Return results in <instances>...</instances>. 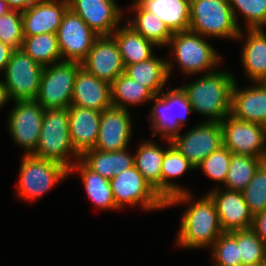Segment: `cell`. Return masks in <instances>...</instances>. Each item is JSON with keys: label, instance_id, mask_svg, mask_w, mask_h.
Wrapping results in <instances>:
<instances>
[{"label": "cell", "instance_id": "obj_1", "mask_svg": "<svg viewBox=\"0 0 266 266\" xmlns=\"http://www.w3.org/2000/svg\"><path fill=\"white\" fill-rule=\"evenodd\" d=\"M236 81L231 72L216 70L181 86L192 111L209 117L206 122H221L231 114L232 88Z\"/></svg>", "mask_w": 266, "mask_h": 266}, {"label": "cell", "instance_id": "obj_2", "mask_svg": "<svg viewBox=\"0 0 266 266\" xmlns=\"http://www.w3.org/2000/svg\"><path fill=\"white\" fill-rule=\"evenodd\" d=\"M191 203L182 215L177 244L189 249L212 247L223 233L215 204L208 194Z\"/></svg>", "mask_w": 266, "mask_h": 266}, {"label": "cell", "instance_id": "obj_3", "mask_svg": "<svg viewBox=\"0 0 266 266\" xmlns=\"http://www.w3.org/2000/svg\"><path fill=\"white\" fill-rule=\"evenodd\" d=\"M32 155L55 161L68 169L75 160L80 159V155L72 146L68 107L44 111L38 145ZM69 156L74 162L69 160L71 158Z\"/></svg>", "mask_w": 266, "mask_h": 266}, {"label": "cell", "instance_id": "obj_4", "mask_svg": "<svg viewBox=\"0 0 266 266\" xmlns=\"http://www.w3.org/2000/svg\"><path fill=\"white\" fill-rule=\"evenodd\" d=\"M189 30L205 38L238 40L245 35L235 21L229 0H190Z\"/></svg>", "mask_w": 266, "mask_h": 266}, {"label": "cell", "instance_id": "obj_5", "mask_svg": "<svg viewBox=\"0 0 266 266\" xmlns=\"http://www.w3.org/2000/svg\"><path fill=\"white\" fill-rule=\"evenodd\" d=\"M169 45L180 70L189 76L216 71L222 58L204 36L190 30L173 33Z\"/></svg>", "mask_w": 266, "mask_h": 266}, {"label": "cell", "instance_id": "obj_6", "mask_svg": "<svg viewBox=\"0 0 266 266\" xmlns=\"http://www.w3.org/2000/svg\"><path fill=\"white\" fill-rule=\"evenodd\" d=\"M20 164L18 197L36 200L69 175V169L52 160L23 155Z\"/></svg>", "mask_w": 266, "mask_h": 266}, {"label": "cell", "instance_id": "obj_7", "mask_svg": "<svg viewBox=\"0 0 266 266\" xmlns=\"http://www.w3.org/2000/svg\"><path fill=\"white\" fill-rule=\"evenodd\" d=\"M80 67L81 63L76 61H60L44 67L35 100L45 110L69 107Z\"/></svg>", "mask_w": 266, "mask_h": 266}, {"label": "cell", "instance_id": "obj_8", "mask_svg": "<svg viewBox=\"0 0 266 266\" xmlns=\"http://www.w3.org/2000/svg\"><path fill=\"white\" fill-rule=\"evenodd\" d=\"M152 100L154 105L147 118H151V127L154 131L152 135L156 136L159 133L166 141L171 140L180 134V129L187 121L186 116L193 112L192 106L181 87L160 92Z\"/></svg>", "mask_w": 266, "mask_h": 266}, {"label": "cell", "instance_id": "obj_9", "mask_svg": "<svg viewBox=\"0 0 266 266\" xmlns=\"http://www.w3.org/2000/svg\"><path fill=\"white\" fill-rule=\"evenodd\" d=\"M109 181L118 210L125 205H141V208L146 211L167 208L166 201L151 187L135 166L113 176Z\"/></svg>", "mask_w": 266, "mask_h": 266}, {"label": "cell", "instance_id": "obj_10", "mask_svg": "<svg viewBox=\"0 0 266 266\" xmlns=\"http://www.w3.org/2000/svg\"><path fill=\"white\" fill-rule=\"evenodd\" d=\"M43 69L21 49L14 50L4 70L3 81L10 100H35Z\"/></svg>", "mask_w": 266, "mask_h": 266}, {"label": "cell", "instance_id": "obj_11", "mask_svg": "<svg viewBox=\"0 0 266 266\" xmlns=\"http://www.w3.org/2000/svg\"><path fill=\"white\" fill-rule=\"evenodd\" d=\"M223 146L234 154L250 155L266 161V126L227 115L221 121Z\"/></svg>", "mask_w": 266, "mask_h": 266}, {"label": "cell", "instance_id": "obj_12", "mask_svg": "<svg viewBox=\"0 0 266 266\" xmlns=\"http://www.w3.org/2000/svg\"><path fill=\"white\" fill-rule=\"evenodd\" d=\"M171 144L196 169L212 152L223 146L221 122L205 121L198 124L183 135H175L171 139Z\"/></svg>", "mask_w": 266, "mask_h": 266}, {"label": "cell", "instance_id": "obj_13", "mask_svg": "<svg viewBox=\"0 0 266 266\" xmlns=\"http://www.w3.org/2000/svg\"><path fill=\"white\" fill-rule=\"evenodd\" d=\"M8 117V130L13 141L25 150V155L35 152L45 109L36 100H16Z\"/></svg>", "mask_w": 266, "mask_h": 266}, {"label": "cell", "instance_id": "obj_14", "mask_svg": "<svg viewBox=\"0 0 266 266\" xmlns=\"http://www.w3.org/2000/svg\"><path fill=\"white\" fill-rule=\"evenodd\" d=\"M98 37L79 15L68 8L57 32L62 61L81 63Z\"/></svg>", "mask_w": 266, "mask_h": 266}, {"label": "cell", "instance_id": "obj_15", "mask_svg": "<svg viewBox=\"0 0 266 266\" xmlns=\"http://www.w3.org/2000/svg\"><path fill=\"white\" fill-rule=\"evenodd\" d=\"M81 67L109 84L125 72L118 44L112 36H99Z\"/></svg>", "mask_w": 266, "mask_h": 266}, {"label": "cell", "instance_id": "obj_16", "mask_svg": "<svg viewBox=\"0 0 266 266\" xmlns=\"http://www.w3.org/2000/svg\"><path fill=\"white\" fill-rule=\"evenodd\" d=\"M69 8L99 36H111L123 12L115 0H68Z\"/></svg>", "mask_w": 266, "mask_h": 266}, {"label": "cell", "instance_id": "obj_17", "mask_svg": "<svg viewBox=\"0 0 266 266\" xmlns=\"http://www.w3.org/2000/svg\"><path fill=\"white\" fill-rule=\"evenodd\" d=\"M129 110L111 106L101 112L98 138L94 149L112 152L128 148L132 136Z\"/></svg>", "mask_w": 266, "mask_h": 266}, {"label": "cell", "instance_id": "obj_18", "mask_svg": "<svg viewBox=\"0 0 266 266\" xmlns=\"http://www.w3.org/2000/svg\"><path fill=\"white\" fill-rule=\"evenodd\" d=\"M168 147L162 161L161 168V197L166 201V207L192 201V195L184 187L171 182L169 179L181 177L186 171L195 168L189 163L188 159L183 156L168 139ZM191 199V200H190Z\"/></svg>", "mask_w": 266, "mask_h": 266}, {"label": "cell", "instance_id": "obj_19", "mask_svg": "<svg viewBox=\"0 0 266 266\" xmlns=\"http://www.w3.org/2000/svg\"><path fill=\"white\" fill-rule=\"evenodd\" d=\"M215 204L223 232L246 230L252 227L253 215L241 191L222 190L217 187L208 192Z\"/></svg>", "mask_w": 266, "mask_h": 266}, {"label": "cell", "instance_id": "obj_20", "mask_svg": "<svg viewBox=\"0 0 266 266\" xmlns=\"http://www.w3.org/2000/svg\"><path fill=\"white\" fill-rule=\"evenodd\" d=\"M68 0H38L22 11L23 36L57 34Z\"/></svg>", "mask_w": 266, "mask_h": 266}, {"label": "cell", "instance_id": "obj_21", "mask_svg": "<svg viewBox=\"0 0 266 266\" xmlns=\"http://www.w3.org/2000/svg\"><path fill=\"white\" fill-rule=\"evenodd\" d=\"M70 105L97 111L110 108L113 106L111 84L80 67L75 78Z\"/></svg>", "mask_w": 266, "mask_h": 266}, {"label": "cell", "instance_id": "obj_22", "mask_svg": "<svg viewBox=\"0 0 266 266\" xmlns=\"http://www.w3.org/2000/svg\"><path fill=\"white\" fill-rule=\"evenodd\" d=\"M68 111L72 146L81 156L85 151L95 147L102 111L74 105H70Z\"/></svg>", "mask_w": 266, "mask_h": 266}, {"label": "cell", "instance_id": "obj_23", "mask_svg": "<svg viewBox=\"0 0 266 266\" xmlns=\"http://www.w3.org/2000/svg\"><path fill=\"white\" fill-rule=\"evenodd\" d=\"M232 88L231 115L246 122L266 126V90L259 82L247 88Z\"/></svg>", "mask_w": 266, "mask_h": 266}, {"label": "cell", "instance_id": "obj_24", "mask_svg": "<svg viewBox=\"0 0 266 266\" xmlns=\"http://www.w3.org/2000/svg\"><path fill=\"white\" fill-rule=\"evenodd\" d=\"M144 10L154 14L172 33L190 28V0H135Z\"/></svg>", "mask_w": 266, "mask_h": 266}, {"label": "cell", "instance_id": "obj_25", "mask_svg": "<svg viewBox=\"0 0 266 266\" xmlns=\"http://www.w3.org/2000/svg\"><path fill=\"white\" fill-rule=\"evenodd\" d=\"M173 65V59L163 60L153 56L146 61L125 66L124 73L158 95L166 85Z\"/></svg>", "mask_w": 266, "mask_h": 266}, {"label": "cell", "instance_id": "obj_26", "mask_svg": "<svg viewBox=\"0 0 266 266\" xmlns=\"http://www.w3.org/2000/svg\"><path fill=\"white\" fill-rule=\"evenodd\" d=\"M241 60L248 78L260 82L266 77V33L263 29H246Z\"/></svg>", "mask_w": 266, "mask_h": 266}, {"label": "cell", "instance_id": "obj_27", "mask_svg": "<svg viewBox=\"0 0 266 266\" xmlns=\"http://www.w3.org/2000/svg\"><path fill=\"white\" fill-rule=\"evenodd\" d=\"M127 149L104 152L97 149L85 151L80 160L93 172L110 180L124 170L134 166V155L128 154Z\"/></svg>", "mask_w": 266, "mask_h": 266}, {"label": "cell", "instance_id": "obj_28", "mask_svg": "<svg viewBox=\"0 0 266 266\" xmlns=\"http://www.w3.org/2000/svg\"><path fill=\"white\" fill-rule=\"evenodd\" d=\"M111 36L118 44L124 66L146 61L154 56L153 47L157 46L128 24L119 26Z\"/></svg>", "mask_w": 266, "mask_h": 266}, {"label": "cell", "instance_id": "obj_29", "mask_svg": "<svg viewBox=\"0 0 266 266\" xmlns=\"http://www.w3.org/2000/svg\"><path fill=\"white\" fill-rule=\"evenodd\" d=\"M79 171L82 183L89 199L101 210H117L116 203L110 186V181L93 172L80 159L69 169L72 172Z\"/></svg>", "mask_w": 266, "mask_h": 266}, {"label": "cell", "instance_id": "obj_30", "mask_svg": "<svg viewBox=\"0 0 266 266\" xmlns=\"http://www.w3.org/2000/svg\"><path fill=\"white\" fill-rule=\"evenodd\" d=\"M167 147L160 148L151 140L142 141L134 155V166L160 196L161 168Z\"/></svg>", "mask_w": 266, "mask_h": 266}, {"label": "cell", "instance_id": "obj_31", "mask_svg": "<svg viewBox=\"0 0 266 266\" xmlns=\"http://www.w3.org/2000/svg\"><path fill=\"white\" fill-rule=\"evenodd\" d=\"M129 8L135 15L132 20H128V25L157 47L168 46L173 33L165 23L154 14L144 10L135 0Z\"/></svg>", "mask_w": 266, "mask_h": 266}, {"label": "cell", "instance_id": "obj_32", "mask_svg": "<svg viewBox=\"0 0 266 266\" xmlns=\"http://www.w3.org/2000/svg\"><path fill=\"white\" fill-rule=\"evenodd\" d=\"M111 93L112 105L127 110L129 105H141V103L152 101L156 96L148 87L139 84L125 73H122L113 81Z\"/></svg>", "mask_w": 266, "mask_h": 266}, {"label": "cell", "instance_id": "obj_33", "mask_svg": "<svg viewBox=\"0 0 266 266\" xmlns=\"http://www.w3.org/2000/svg\"><path fill=\"white\" fill-rule=\"evenodd\" d=\"M20 49L43 67L62 61L57 34L24 36Z\"/></svg>", "mask_w": 266, "mask_h": 266}, {"label": "cell", "instance_id": "obj_34", "mask_svg": "<svg viewBox=\"0 0 266 266\" xmlns=\"http://www.w3.org/2000/svg\"><path fill=\"white\" fill-rule=\"evenodd\" d=\"M262 162L263 160L258 157L232 153L224 183L226 190L242 192L252 180L255 170Z\"/></svg>", "mask_w": 266, "mask_h": 266}, {"label": "cell", "instance_id": "obj_35", "mask_svg": "<svg viewBox=\"0 0 266 266\" xmlns=\"http://www.w3.org/2000/svg\"><path fill=\"white\" fill-rule=\"evenodd\" d=\"M237 245L242 266L266 262V244L251 228L237 230Z\"/></svg>", "mask_w": 266, "mask_h": 266}, {"label": "cell", "instance_id": "obj_36", "mask_svg": "<svg viewBox=\"0 0 266 266\" xmlns=\"http://www.w3.org/2000/svg\"><path fill=\"white\" fill-rule=\"evenodd\" d=\"M242 194L253 216L266 210V161L255 170L252 180Z\"/></svg>", "mask_w": 266, "mask_h": 266}, {"label": "cell", "instance_id": "obj_37", "mask_svg": "<svg viewBox=\"0 0 266 266\" xmlns=\"http://www.w3.org/2000/svg\"><path fill=\"white\" fill-rule=\"evenodd\" d=\"M210 249L214 266H242L237 245V231L223 232Z\"/></svg>", "mask_w": 266, "mask_h": 266}, {"label": "cell", "instance_id": "obj_38", "mask_svg": "<svg viewBox=\"0 0 266 266\" xmlns=\"http://www.w3.org/2000/svg\"><path fill=\"white\" fill-rule=\"evenodd\" d=\"M229 4L238 27L236 10L243 14L246 29H262L266 26V0H229Z\"/></svg>", "mask_w": 266, "mask_h": 266}, {"label": "cell", "instance_id": "obj_39", "mask_svg": "<svg viewBox=\"0 0 266 266\" xmlns=\"http://www.w3.org/2000/svg\"><path fill=\"white\" fill-rule=\"evenodd\" d=\"M23 39L22 11L10 9L0 17V41L19 50Z\"/></svg>", "mask_w": 266, "mask_h": 266}, {"label": "cell", "instance_id": "obj_40", "mask_svg": "<svg viewBox=\"0 0 266 266\" xmlns=\"http://www.w3.org/2000/svg\"><path fill=\"white\" fill-rule=\"evenodd\" d=\"M231 158L232 152L228 148L222 146L205 158L196 169H203L204 173L210 179L224 184Z\"/></svg>", "mask_w": 266, "mask_h": 266}, {"label": "cell", "instance_id": "obj_41", "mask_svg": "<svg viewBox=\"0 0 266 266\" xmlns=\"http://www.w3.org/2000/svg\"><path fill=\"white\" fill-rule=\"evenodd\" d=\"M251 229L266 244V210L253 216Z\"/></svg>", "mask_w": 266, "mask_h": 266}, {"label": "cell", "instance_id": "obj_42", "mask_svg": "<svg viewBox=\"0 0 266 266\" xmlns=\"http://www.w3.org/2000/svg\"><path fill=\"white\" fill-rule=\"evenodd\" d=\"M14 49L0 41V71H4Z\"/></svg>", "mask_w": 266, "mask_h": 266}, {"label": "cell", "instance_id": "obj_43", "mask_svg": "<svg viewBox=\"0 0 266 266\" xmlns=\"http://www.w3.org/2000/svg\"><path fill=\"white\" fill-rule=\"evenodd\" d=\"M11 10L24 11L38 0H5Z\"/></svg>", "mask_w": 266, "mask_h": 266}, {"label": "cell", "instance_id": "obj_44", "mask_svg": "<svg viewBox=\"0 0 266 266\" xmlns=\"http://www.w3.org/2000/svg\"><path fill=\"white\" fill-rule=\"evenodd\" d=\"M9 94L7 88L5 87L3 81H0V108L5 106V104L9 101Z\"/></svg>", "mask_w": 266, "mask_h": 266}, {"label": "cell", "instance_id": "obj_45", "mask_svg": "<svg viewBox=\"0 0 266 266\" xmlns=\"http://www.w3.org/2000/svg\"><path fill=\"white\" fill-rule=\"evenodd\" d=\"M10 8L8 7L5 0H0V17L3 16Z\"/></svg>", "mask_w": 266, "mask_h": 266}, {"label": "cell", "instance_id": "obj_46", "mask_svg": "<svg viewBox=\"0 0 266 266\" xmlns=\"http://www.w3.org/2000/svg\"><path fill=\"white\" fill-rule=\"evenodd\" d=\"M259 83H260V84L264 87V89L266 90V77H264Z\"/></svg>", "mask_w": 266, "mask_h": 266}, {"label": "cell", "instance_id": "obj_47", "mask_svg": "<svg viewBox=\"0 0 266 266\" xmlns=\"http://www.w3.org/2000/svg\"><path fill=\"white\" fill-rule=\"evenodd\" d=\"M247 266H266V262L261 263V264H255V265H247Z\"/></svg>", "mask_w": 266, "mask_h": 266}]
</instances>
